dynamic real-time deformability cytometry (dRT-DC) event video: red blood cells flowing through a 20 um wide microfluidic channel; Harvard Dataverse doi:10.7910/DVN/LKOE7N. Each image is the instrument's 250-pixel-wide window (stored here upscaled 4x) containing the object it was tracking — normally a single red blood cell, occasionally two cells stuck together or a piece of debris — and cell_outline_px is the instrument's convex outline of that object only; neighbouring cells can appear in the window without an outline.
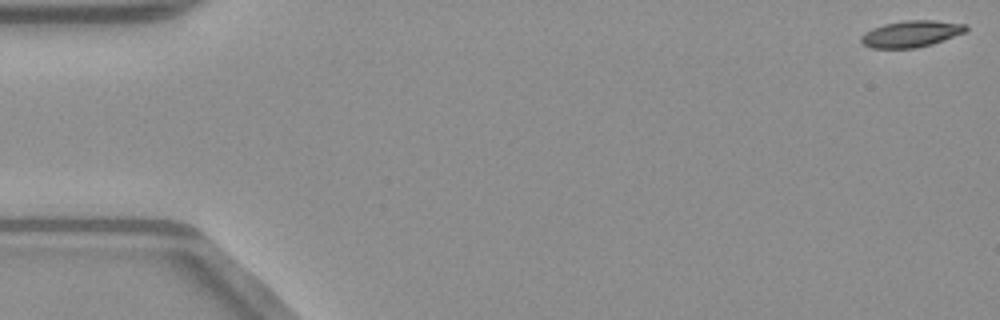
{"species": "common noctule bat (a hibernating species)", "species_latin": "Nyctalus noctula", "temperature_condition": "warm", "stored_images_in_passage": 51, "camera_frame_rate_fps": 3000, "um_per_image_px": 0.085, "animal": {"sex": "male", "body_mass_g": 23.1, "forearm_length_mm": 52.7}, "frame": {"image": 1, "passage_image": 1, "time_ms": 0.0, "image_size_px": [1000, 320], "cell_outline_px": [[968, 28], [964, 32], [932, 44], [916, 48], [872, 48], [864, 44], [860, 40], [860, 36], [864, 32], [872, 28], [884, 24], [904, 20], [936, 20], [968, 24]], "centroid_in_image_um": [77.44, 2.86], "position_along_channel_um": 7.6, "area_um2": 16.24}}
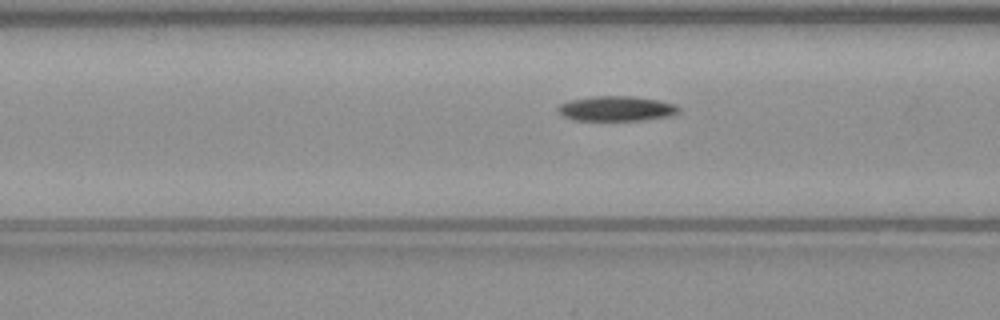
{"frame": {"image": 2, "passage_image": 20, "time_ms": 6.333, "image_size_px": [1000, 320], "cell_outline_px": [[680, 112], [668, 116], [644, 120], [576, 120], [564, 116], [556, 112], [556, 108], [560, 104], [568, 100], [592, 96], [632, 96], [660, 100], [676, 104], [680, 108]], "centroid_in_image_um": [52.39, 9.22], "position_along_channel_um": 114.2, "area_um2": 17.74}}
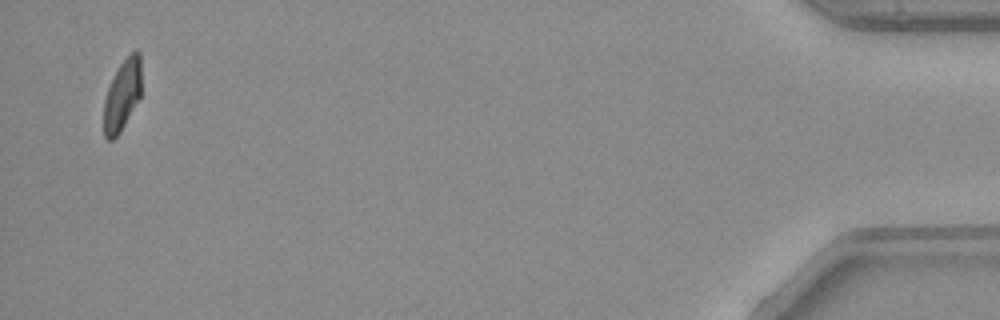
{"frame": {"image": 3, "passage_image": 50, "time_ms": 16.333, "image_size_px": [1000, 320], "cell_outline_px": [[140, 96], [120, 132], [112, 140], [108, 140], [104, 136], [104, 100], [108, 88], [120, 64], [136, 48], [140, 52]], "centroid_in_image_um": [10.38, 8.09], "position_along_channel_um": 424.8, "area_um2": 15.14}, "authors_computed_cell_mechanics": {"area_um2": 17.4556, "velocity_mm_per_s": 4.0442, "shape_relaxation_time_tau1_ms": 4.5932, "shape_relaxation_time_tau2_ms": null, "deformation_change_tau1": 0.1479, "deformation_change_tau2": null}}